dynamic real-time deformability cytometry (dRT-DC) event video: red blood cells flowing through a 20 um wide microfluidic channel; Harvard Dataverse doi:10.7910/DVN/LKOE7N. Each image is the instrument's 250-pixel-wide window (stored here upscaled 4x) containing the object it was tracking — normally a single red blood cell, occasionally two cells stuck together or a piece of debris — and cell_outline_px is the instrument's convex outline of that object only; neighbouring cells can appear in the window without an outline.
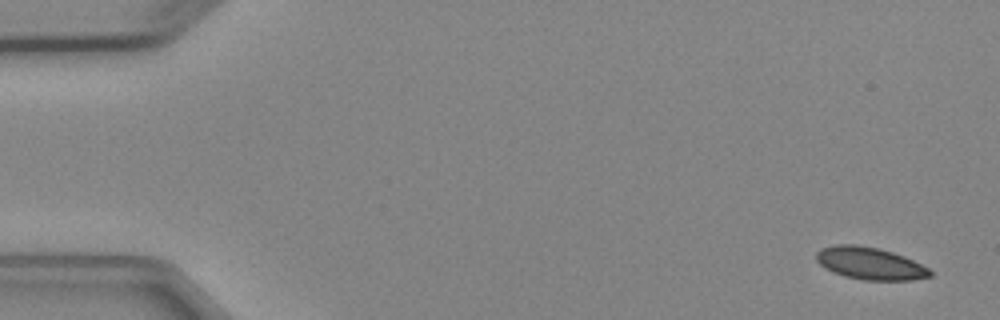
{"species": "Egyptian fruit bat (a non-hibernating species)", "species_latin": "Rousettus aegyptiacus", "temperature_condition": "cold", "stored_images_in_passage": 4, "camera_frame_rate_fps": 3000, "um_per_image_px": 0.085, "animal": {"sex": "female"}, "frame": {"image": 1, "passage_image": 1, "time_ms": 0.0, "image_size_px": [1000, 320], "cell_outline_px": [[932, 276], [912, 280], [864, 280], [844, 276], [832, 272], [824, 268], [816, 260], [816, 252], [820, 248], [836, 244], [856, 244], [880, 248], [904, 256], [928, 268], [932, 272]], "centroid_in_image_um": [73.91, 22.38], "position_along_channel_um": 11.1, "area_um2": 21.56}}